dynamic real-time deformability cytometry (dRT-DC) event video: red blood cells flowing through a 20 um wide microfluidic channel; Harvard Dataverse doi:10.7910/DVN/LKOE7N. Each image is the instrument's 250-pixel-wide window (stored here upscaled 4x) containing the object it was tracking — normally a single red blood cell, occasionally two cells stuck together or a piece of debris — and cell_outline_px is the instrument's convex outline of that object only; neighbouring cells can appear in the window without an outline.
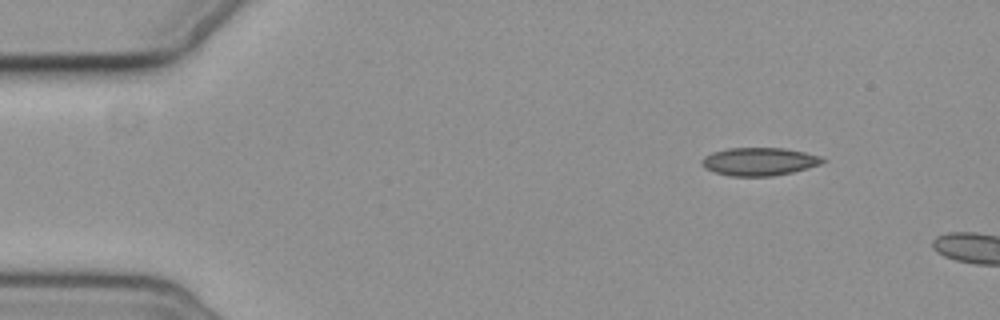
{"species": "common noctule bat (a hibernating species)", "species_latin": "Nyctalus noctula", "temperature_condition": "cold", "stored_images_in_passage": 3, "camera_frame_rate_fps": 3000, "um_per_image_px": 0.085, "animal": {"sex": "female", "body_mass_g": 19.3, "forearm_length_mm": 54.1}, "frame": {"image": 1, "passage_image": 1, "time_ms": 0.0, "image_size_px": [1000, 320], "cell_outline_px": [[828, 160], [820, 164], [808, 168], [792, 172], [772, 176], [728, 176], [704, 168], [700, 164], [700, 160], [704, 156], [712, 152], [728, 148], [784, 148], [804, 152], [820, 156]], "centroid_in_image_um": [64.51, 13.73], "position_along_channel_um": 20.5, "area_um2": 19.83}}